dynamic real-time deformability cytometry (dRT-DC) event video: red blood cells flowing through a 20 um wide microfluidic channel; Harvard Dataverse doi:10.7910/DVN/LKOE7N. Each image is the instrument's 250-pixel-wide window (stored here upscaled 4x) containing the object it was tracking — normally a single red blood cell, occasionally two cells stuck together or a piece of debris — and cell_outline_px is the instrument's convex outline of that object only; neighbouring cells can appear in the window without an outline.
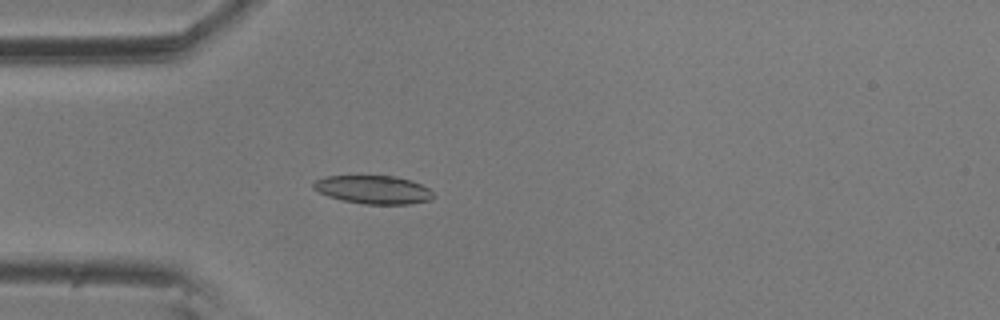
{"species": "common noctule bat (a hibernating species)", "species_latin": "Nyctalus noctula", "temperature_condition": "room temperature", "stored_images_in_passage": 5, "camera_frame_rate_fps": 3000, "um_per_image_px": 0.085, "animal": {"sex": "male", "body_mass_g": 20.5, "forearm_length_mm": 52.5}, "frame": {"image": 1, "passage_image": 5, "time_ms": 1.333, "image_size_px": [1000, 320], "cell_outline_px": [[436, 196], [432, 200], [412, 204], [364, 204], [344, 200], [328, 196], [312, 188], [312, 184], [316, 180], [324, 176], [396, 176], [412, 180], [428, 188]], "centroid_in_image_um": [31.77, 16.12], "position_along_channel_um": 53.2, "area_um2": 19.88}}